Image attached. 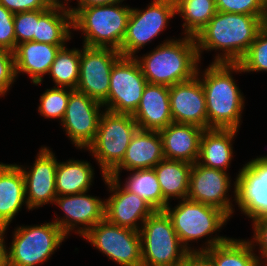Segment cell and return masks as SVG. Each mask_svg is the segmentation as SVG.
I'll return each instance as SVG.
<instances>
[{
  "instance_id": "52a82bcc",
  "label": "cell",
  "mask_w": 267,
  "mask_h": 266,
  "mask_svg": "<svg viewBox=\"0 0 267 266\" xmlns=\"http://www.w3.org/2000/svg\"><path fill=\"white\" fill-rule=\"evenodd\" d=\"M142 266H175L190 253L180 242L165 210H155L139 231Z\"/></svg>"
},
{
  "instance_id": "ee69618b",
  "label": "cell",
  "mask_w": 267,
  "mask_h": 266,
  "mask_svg": "<svg viewBox=\"0 0 267 266\" xmlns=\"http://www.w3.org/2000/svg\"><path fill=\"white\" fill-rule=\"evenodd\" d=\"M175 266H190V253L188 254V256L186 257V260L183 263L175 265Z\"/></svg>"
},
{
  "instance_id": "836d02e7",
  "label": "cell",
  "mask_w": 267,
  "mask_h": 266,
  "mask_svg": "<svg viewBox=\"0 0 267 266\" xmlns=\"http://www.w3.org/2000/svg\"><path fill=\"white\" fill-rule=\"evenodd\" d=\"M70 95V88L53 87L40 96L38 111L45 118L62 121Z\"/></svg>"
},
{
  "instance_id": "83f0119b",
  "label": "cell",
  "mask_w": 267,
  "mask_h": 266,
  "mask_svg": "<svg viewBox=\"0 0 267 266\" xmlns=\"http://www.w3.org/2000/svg\"><path fill=\"white\" fill-rule=\"evenodd\" d=\"M90 164L74 159L58 162L55 178L57 196L88 192L94 180V170Z\"/></svg>"
},
{
  "instance_id": "7bdbcfd3",
  "label": "cell",
  "mask_w": 267,
  "mask_h": 266,
  "mask_svg": "<svg viewBox=\"0 0 267 266\" xmlns=\"http://www.w3.org/2000/svg\"><path fill=\"white\" fill-rule=\"evenodd\" d=\"M6 230H0V266H8V254L5 244V235Z\"/></svg>"
},
{
  "instance_id": "f1b7e54d",
  "label": "cell",
  "mask_w": 267,
  "mask_h": 266,
  "mask_svg": "<svg viewBox=\"0 0 267 266\" xmlns=\"http://www.w3.org/2000/svg\"><path fill=\"white\" fill-rule=\"evenodd\" d=\"M257 246L249 240L229 238L225 243L213 246L203 253L214 266H261L253 249Z\"/></svg>"
},
{
  "instance_id": "5b68a950",
  "label": "cell",
  "mask_w": 267,
  "mask_h": 266,
  "mask_svg": "<svg viewBox=\"0 0 267 266\" xmlns=\"http://www.w3.org/2000/svg\"><path fill=\"white\" fill-rule=\"evenodd\" d=\"M174 208L168 204L164 209L171 218L173 227L181 244L189 252H203L213 246L225 243L229 238L224 236L211 237L213 233H217L230 217L221 209L194 202L189 199H181ZM211 239L205 242L206 247L194 249L189 247L188 242L208 237ZM193 249V250H192Z\"/></svg>"
},
{
  "instance_id": "7a4b0ae2",
  "label": "cell",
  "mask_w": 267,
  "mask_h": 266,
  "mask_svg": "<svg viewBox=\"0 0 267 266\" xmlns=\"http://www.w3.org/2000/svg\"><path fill=\"white\" fill-rule=\"evenodd\" d=\"M234 71L243 72L238 63L212 62L200 77L198 66L196 75L201 80L205 94L208 129L240 128L245 99L231 75Z\"/></svg>"
},
{
  "instance_id": "e575fe53",
  "label": "cell",
  "mask_w": 267,
  "mask_h": 266,
  "mask_svg": "<svg viewBox=\"0 0 267 266\" xmlns=\"http://www.w3.org/2000/svg\"><path fill=\"white\" fill-rule=\"evenodd\" d=\"M215 6L220 12L267 17V0H215Z\"/></svg>"
},
{
  "instance_id": "ac0fdd59",
  "label": "cell",
  "mask_w": 267,
  "mask_h": 266,
  "mask_svg": "<svg viewBox=\"0 0 267 266\" xmlns=\"http://www.w3.org/2000/svg\"><path fill=\"white\" fill-rule=\"evenodd\" d=\"M225 171L204 167L195 162L190 171L187 199L217 207L229 217L234 213L227 194L231 180Z\"/></svg>"
},
{
  "instance_id": "74e56055",
  "label": "cell",
  "mask_w": 267,
  "mask_h": 266,
  "mask_svg": "<svg viewBox=\"0 0 267 266\" xmlns=\"http://www.w3.org/2000/svg\"><path fill=\"white\" fill-rule=\"evenodd\" d=\"M15 79L16 72L13 52L0 48V96L6 95Z\"/></svg>"
},
{
  "instance_id": "9c48e42d",
  "label": "cell",
  "mask_w": 267,
  "mask_h": 266,
  "mask_svg": "<svg viewBox=\"0 0 267 266\" xmlns=\"http://www.w3.org/2000/svg\"><path fill=\"white\" fill-rule=\"evenodd\" d=\"M147 83L136 57L121 56L110 72L109 94L102 103L104 110L132 115Z\"/></svg>"
},
{
  "instance_id": "8d00e7d4",
  "label": "cell",
  "mask_w": 267,
  "mask_h": 266,
  "mask_svg": "<svg viewBox=\"0 0 267 266\" xmlns=\"http://www.w3.org/2000/svg\"><path fill=\"white\" fill-rule=\"evenodd\" d=\"M0 48L13 52L16 48L14 13L0 4Z\"/></svg>"
},
{
  "instance_id": "f546056e",
  "label": "cell",
  "mask_w": 267,
  "mask_h": 266,
  "mask_svg": "<svg viewBox=\"0 0 267 266\" xmlns=\"http://www.w3.org/2000/svg\"><path fill=\"white\" fill-rule=\"evenodd\" d=\"M175 14L184 20V34L195 37L216 14L215 0H174Z\"/></svg>"
},
{
  "instance_id": "ffe728a7",
  "label": "cell",
  "mask_w": 267,
  "mask_h": 266,
  "mask_svg": "<svg viewBox=\"0 0 267 266\" xmlns=\"http://www.w3.org/2000/svg\"><path fill=\"white\" fill-rule=\"evenodd\" d=\"M163 159L159 131L138 129L131 138L122 162L108 176L119 177L121 169L127 171L152 169Z\"/></svg>"
},
{
  "instance_id": "7402d4cb",
  "label": "cell",
  "mask_w": 267,
  "mask_h": 266,
  "mask_svg": "<svg viewBox=\"0 0 267 266\" xmlns=\"http://www.w3.org/2000/svg\"><path fill=\"white\" fill-rule=\"evenodd\" d=\"M204 129L193 125L172 122L159 134L164 158L194 164L198 160L200 139Z\"/></svg>"
},
{
  "instance_id": "1f68e13d",
  "label": "cell",
  "mask_w": 267,
  "mask_h": 266,
  "mask_svg": "<svg viewBox=\"0 0 267 266\" xmlns=\"http://www.w3.org/2000/svg\"><path fill=\"white\" fill-rule=\"evenodd\" d=\"M123 186L124 189L139 195L155 210H163V195L154 169L133 170ZM128 179V180H127Z\"/></svg>"
},
{
  "instance_id": "f6af8a7d",
  "label": "cell",
  "mask_w": 267,
  "mask_h": 266,
  "mask_svg": "<svg viewBox=\"0 0 267 266\" xmlns=\"http://www.w3.org/2000/svg\"><path fill=\"white\" fill-rule=\"evenodd\" d=\"M53 5H61V4H65L66 0H64L65 2L63 3V1L61 0H49Z\"/></svg>"
},
{
  "instance_id": "cb8c5ba5",
  "label": "cell",
  "mask_w": 267,
  "mask_h": 266,
  "mask_svg": "<svg viewBox=\"0 0 267 266\" xmlns=\"http://www.w3.org/2000/svg\"><path fill=\"white\" fill-rule=\"evenodd\" d=\"M24 204L28 209L20 167L0 162V230H7Z\"/></svg>"
},
{
  "instance_id": "44dd1931",
  "label": "cell",
  "mask_w": 267,
  "mask_h": 266,
  "mask_svg": "<svg viewBox=\"0 0 267 266\" xmlns=\"http://www.w3.org/2000/svg\"><path fill=\"white\" fill-rule=\"evenodd\" d=\"M132 116L140 130L160 131L166 128L173 122L169 87L147 83L140 103Z\"/></svg>"
},
{
  "instance_id": "4dcf8cb0",
  "label": "cell",
  "mask_w": 267,
  "mask_h": 266,
  "mask_svg": "<svg viewBox=\"0 0 267 266\" xmlns=\"http://www.w3.org/2000/svg\"><path fill=\"white\" fill-rule=\"evenodd\" d=\"M80 50L62 47L52 63L48 75L52 76L55 87L76 89L79 80Z\"/></svg>"
},
{
  "instance_id": "8992f818",
  "label": "cell",
  "mask_w": 267,
  "mask_h": 266,
  "mask_svg": "<svg viewBox=\"0 0 267 266\" xmlns=\"http://www.w3.org/2000/svg\"><path fill=\"white\" fill-rule=\"evenodd\" d=\"M101 112L95 139L86 150L99 163L104 178L122 162L131 138L139 128L130 114Z\"/></svg>"
},
{
  "instance_id": "484cf974",
  "label": "cell",
  "mask_w": 267,
  "mask_h": 266,
  "mask_svg": "<svg viewBox=\"0 0 267 266\" xmlns=\"http://www.w3.org/2000/svg\"><path fill=\"white\" fill-rule=\"evenodd\" d=\"M65 4L51 5L48 9H39L35 42L50 45H66L71 36L72 13Z\"/></svg>"
},
{
  "instance_id": "4316f807",
  "label": "cell",
  "mask_w": 267,
  "mask_h": 266,
  "mask_svg": "<svg viewBox=\"0 0 267 266\" xmlns=\"http://www.w3.org/2000/svg\"><path fill=\"white\" fill-rule=\"evenodd\" d=\"M193 164L164 158L153 169L163 195V210L172 198L186 199Z\"/></svg>"
},
{
  "instance_id": "9a60e30c",
  "label": "cell",
  "mask_w": 267,
  "mask_h": 266,
  "mask_svg": "<svg viewBox=\"0 0 267 266\" xmlns=\"http://www.w3.org/2000/svg\"><path fill=\"white\" fill-rule=\"evenodd\" d=\"M119 179L108 175L103 178L110 193H113L105 199V219L117 226L140 231L138 221L142 226L155 209L139 195L121 187Z\"/></svg>"
},
{
  "instance_id": "7c38bea8",
  "label": "cell",
  "mask_w": 267,
  "mask_h": 266,
  "mask_svg": "<svg viewBox=\"0 0 267 266\" xmlns=\"http://www.w3.org/2000/svg\"><path fill=\"white\" fill-rule=\"evenodd\" d=\"M234 200L252 221L267 215V155L247 162L234 182Z\"/></svg>"
},
{
  "instance_id": "b9f144b4",
  "label": "cell",
  "mask_w": 267,
  "mask_h": 266,
  "mask_svg": "<svg viewBox=\"0 0 267 266\" xmlns=\"http://www.w3.org/2000/svg\"><path fill=\"white\" fill-rule=\"evenodd\" d=\"M190 266H214L203 252H190Z\"/></svg>"
},
{
  "instance_id": "8fae6325",
  "label": "cell",
  "mask_w": 267,
  "mask_h": 266,
  "mask_svg": "<svg viewBox=\"0 0 267 266\" xmlns=\"http://www.w3.org/2000/svg\"><path fill=\"white\" fill-rule=\"evenodd\" d=\"M82 237L120 266H142L139 231L103 219Z\"/></svg>"
},
{
  "instance_id": "6da1fadb",
  "label": "cell",
  "mask_w": 267,
  "mask_h": 266,
  "mask_svg": "<svg viewBox=\"0 0 267 266\" xmlns=\"http://www.w3.org/2000/svg\"><path fill=\"white\" fill-rule=\"evenodd\" d=\"M266 23L267 17L217 11L194 37L199 60L204 50H220L213 63H238Z\"/></svg>"
},
{
  "instance_id": "ba28073f",
  "label": "cell",
  "mask_w": 267,
  "mask_h": 266,
  "mask_svg": "<svg viewBox=\"0 0 267 266\" xmlns=\"http://www.w3.org/2000/svg\"><path fill=\"white\" fill-rule=\"evenodd\" d=\"M68 238L53 221L40 225L19 226L7 249L8 266H38L47 261Z\"/></svg>"
},
{
  "instance_id": "d6986e66",
  "label": "cell",
  "mask_w": 267,
  "mask_h": 266,
  "mask_svg": "<svg viewBox=\"0 0 267 266\" xmlns=\"http://www.w3.org/2000/svg\"><path fill=\"white\" fill-rule=\"evenodd\" d=\"M172 121L193 124L208 129V117L203 86L200 78L174 84L169 87Z\"/></svg>"
},
{
  "instance_id": "e0dca14e",
  "label": "cell",
  "mask_w": 267,
  "mask_h": 266,
  "mask_svg": "<svg viewBox=\"0 0 267 266\" xmlns=\"http://www.w3.org/2000/svg\"><path fill=\"white\" fill-rule=\"evenodd\" d=\"M87 192L72 195L57 196L56 204L64 212V217H56L55 223L66 236L70 231L84 236L93 226L105 219V200L90 196ZM83 225V226H82ZM82 226V227H81ZM77 231V232H76Z\"/></svg>"
},
{
  "instance_id": "f35d334b",
  "label": "cell",
  "mask_w": 267,
  "mask_h": 266,
  "mask_svg": "<svg viewBox=\"0 0 267 266\" xmlns=\"http://www.w3.org/2000/svg\"><path fill=\"white\" fill-rule=\"evenodd\" d=\"M0 4L14 14L48 9L53 5L49 0H0Z\"/></svg>"
},
{
  "instance_id": "60d3db41",
  "label": "cell",
  "mask_w": 267,
  "mask_h": 266,
  "mask_svg": "<svg viewBox=\"0 0 267 266\" xmlns=\"http://www.w3.org/2000/svg\"><path fill=\"white\" fill-rule=\"evenodd\" d=\"M66 5H68L69 0H66ZM118 1H124V0H77L78 2V6L77 8H70L68 6H66L71 13L73 14L76 9L80 8V7H88V6H97V5H107V4H112Z\"/></svg>"
},
{
  "instance_id": "2e32d148",
  "label": "cell",
  "mask_w": 267,
  "mask_h": 266,
  "mask_svg": "<svg viewBox=\"0 0 267 266\" xmlns=\"http://www.w3.org/2000/svg\"><path fill=\"white\" fill-rule=\"evenodd\" d=\"M57 165L54 153L45 146L41 147L29 170L18 165L23 173L29 211L45 204H54L57 197L55 184Z\"/></svg>"
},
{
  "instance_id": "d4e9b609",
  "label": "cell",
  "mask_w": 267,
  "mask_h": 266,
  "mask_svg": "<svg viewBox=\"0 0 267 266\" xmlns=\"http://www.w3.org/2000/svg\"><path fill=\"white\" fill-rule=\"evenodd\" d=\"M237 132L236 129H204L197 163L227 172L233 158L232 141Z\"/></svg>"
},
{
  "instance_id": "d590c367",
  "label": "cell",
  "mask_w": 267,
  "mask_h": 266,
  "mask_svg": "<svg viewBox=\"0 0 267 266\" xmlns=\"http://www.w3.org/2000/svg\"><path fill=\"white\" fill-rule=\"evenodd\" d=\"M38 20L39 10L14 14L16 46L22 42L34 41Z\"/></svg>"
},
{
  "instance_id": "3957f363",
  "label": "cell",
  "mask_w": 267,
  "mask_h": 266,
  "mask_svg": "<svg viewBox=\"0 0 267 266\" xmlns=\"http://www.w3.org/2000/svg\"><path fill=\"white\" fill-rule=\"evenodd\" d=\"M143 75L149 84L173 86L192 79L200 63L193 36L168 39L149 54L138 58Z\"/></svg>"
},
{
  "instance_id": "277c9868",
  "label": "cell",
  "mask_w": 267,
  "mask_h": 266,
  "mask_svg": "<svg viewBox=\"0 0 267 266\" xmlns=\"http://www.w3.org/2000/svg\"><path fill=\"white\" fill-rule=\"evenodd\" d=\"M122 2L76 9L72 29L84 33L83 46L120 51L132 9Z\"/></svg>"
},
{
  "instance_id": "5bb4252c",
  "label": "cell",
  "mask_w": 267,
  "mask_h": 266,
  "mask_svg": "<svg viewBox=\"0 0 267 266\" xmlns=\"http://www.w3.org/2000/svg\"><path fill=\"white\" fill-rule=\"evenodd\" d=\"M100 107L104 106L99 101L76 89H70L61 123L75 147L87 149L94 141L102 114Z\"/></svg>"
},
{
  "instance_id": "ab89813d",
  "label": "cell",
  "mask_w": 267,
  "mask_h": 266,
  "mask_svg": "<svg viewBox=\"0 0 267 266\" xmlns=\"http://www.w3.org/2000/svg\"><path fill=\"white\" fill-rule=\"evenodd\" d=\"M253 222L254 230V240H250L251 244L256 242L259 245V250L261 257H257L262 266H267V215L259 219H256ZM255 241V242H254ZM264 259L265 261L261 262Z\"/></svg>"
},
{
  "instance_id": "4fadbf2b",
  "label": "cell",
  "mask_w": 267,
  "mask_h": 266,
  "mask_svg": "<svg viewBox=\"0 0 267 266\" xmlns=\"http://www.w3.org/2000/svg\"><path fill=\"white\" fill-rule=\"evenodd\" d=\"M121 56L115 49L83 46L76 90L103 103L109 94L111 69Z\"/></svg>"
},
{
  "instance_id": "603a6c76",
  "label": "cell",
  "mask_w": 267,
  "mask_h": 266,
  "mask_svg": "<svg viewBox=\"0 0 267 266\" xmlns=\"http://www.w3.org/2000/svg\"><path fill=\"white\" fill-rule=\"evenodd\" d=\"M64 46L35 41L17 44L13 51L16 77L24 72L30 76L33 84H41L43 76L48 74L57 53Z\"/></svg>"
},
{
  "instance_id": "d6a6232c",
  "label": "cell",
  "mask_w": 267,
  "mask_h": 266,
  "mask_svg": "<svg viewBox=\"0 0 267 266\" xmlns=\"http://www.w3.org/2000/svg\"><path fill=\"white\" fill-rule=\"evenodd\" d=\"M238 64L243 73L267 71V23L259 30L254 42Z\"/></svg>"
},
{
  "instance_id": "30bf717a",
  "label": "cell",
  "mask_w": 267,
  "mask_h": 266,
  "mask_svg": "<svg viewBox=\"0 0 267 266\" xmlns=\"http://www.w3.org/2000/svg\"><path fill=\"white\" fill-rule=\"evenodd\" d=\"M176 16L174 0H153L146 10L131 9L122 41V56L135 57L136 52L165 30L168 21Z\"/></svg>"
}]
</instances>
